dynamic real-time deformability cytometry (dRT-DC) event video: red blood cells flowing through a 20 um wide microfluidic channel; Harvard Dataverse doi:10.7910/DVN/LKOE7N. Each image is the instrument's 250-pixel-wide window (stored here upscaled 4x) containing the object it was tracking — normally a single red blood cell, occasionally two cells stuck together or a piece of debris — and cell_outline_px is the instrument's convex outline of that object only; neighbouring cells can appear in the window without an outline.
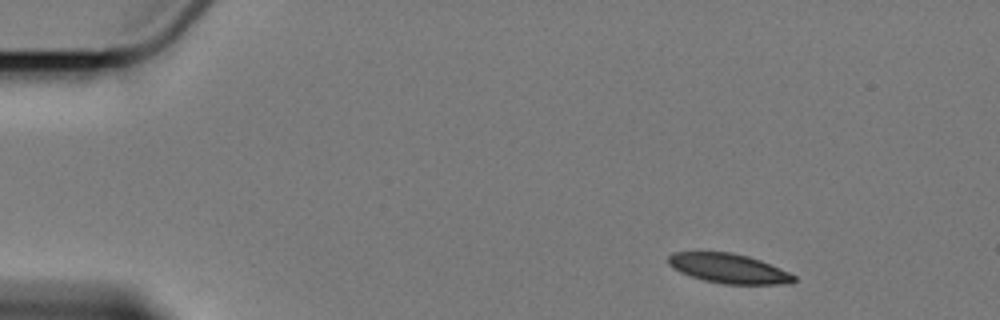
{"species": "Egyptian fruit bat (a non-hibernating species)", "species_latin": "Rousettus aegyptiacus", "temperature_condition": "cold", "stored_images_in_passage": 3, "camera_frame_rate_fps": 3000, "um_per_image_px": 0.085, "animal": {"sex": "female"}, "frame": {"image": 1, "passage_image": 1, "time_ms": 0.0, "image_size_px": [1000, 320], "cell_outline_px": [[796, 280], [792, 284], [724, 284], [704, 280], [680, 272], [672, 268], [668, 264], [668, 256], [672, 252], [732, 252], [748, 256], [760, 260], [780, 268], [796, 276]], "centroid_in_image_um": [61.94, 22.82], "position_along_channel_um": 23.1, "area_um2": 21.68}}